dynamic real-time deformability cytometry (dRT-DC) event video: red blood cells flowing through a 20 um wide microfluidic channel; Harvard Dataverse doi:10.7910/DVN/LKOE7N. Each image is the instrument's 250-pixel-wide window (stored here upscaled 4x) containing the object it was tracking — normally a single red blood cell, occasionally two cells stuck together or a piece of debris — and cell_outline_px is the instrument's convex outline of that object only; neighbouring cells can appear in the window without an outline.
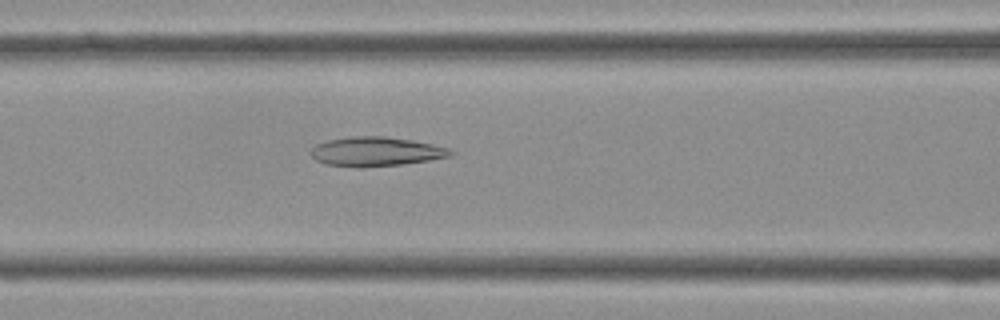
{"species": "Egyptian fruit bat (a non-hibernating species)", "species_latin": "Rousettus aegyptiacus", "temperature_condition": "cold", "stored_images_in_passage": 37, "camera_frame_rate_fps": 3000, "um_per_image_px": 0.085, "frame": {"image": 1, "passage_image": 13, "time_ms": 4.0, "image_size_px": [1000, 320], "cell_outline_px": [[456, 152], [452, 156], [428, 160], [400, 164], [360, 168], [356, 168], [324, 164], [316, 160], [308, 152], [316, 144], [328, 140], [348, 136], [384, 136], [412, 140], [432, 144], [448, 148]], "centroid_in_image_um": [31.92, 12.88], "position_along_channel_um": 134.7, "area_um2": 24.04}}
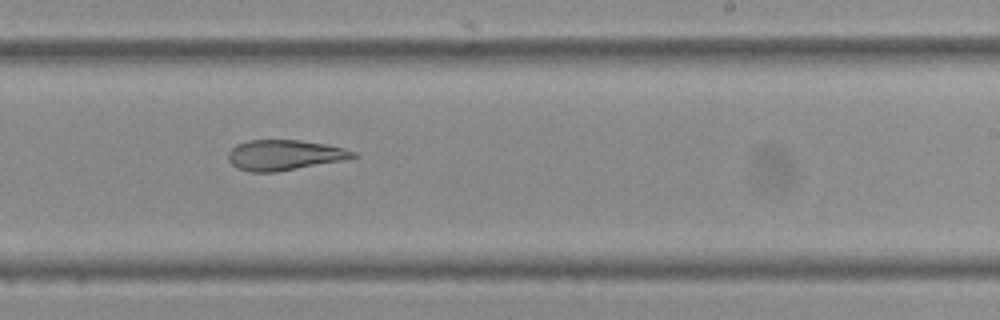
{"frame": {"image": 2, "passage_image": 21, "time_ms": 6.667, "image_size_px": [1000, 320], "cell_outline_px": [[360, 156], [344, 160], [276, 172], [248, 172], [236, 168], [228, 160], [228, 152], [236, 144], [248, 140], [300, 140], [328, 144], [344, 148], [356, 152]], "centroid_in_image_um": [24.18, 13.18], "position_along_channel_um": 264.8, "area_um2": 22.31}}
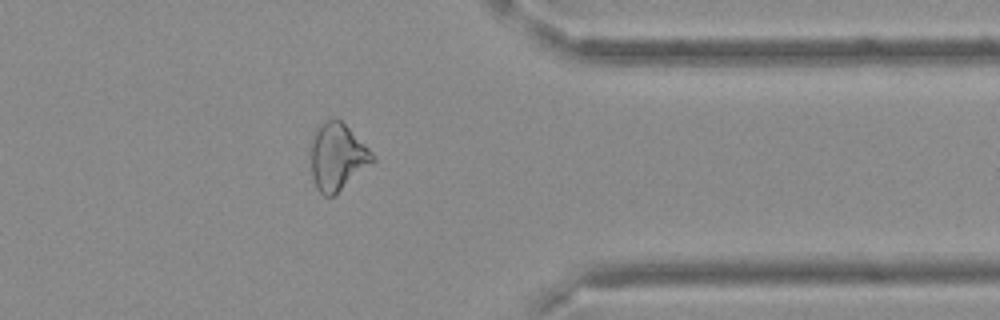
{"frame": {"image": 3, "passage_image": 29, "time_ms": 9.333, "image_size_px": [1000, 320], "cell_outline_px": [[376, 160], [332, 196], [324, 196], [316, 188], [312, 176], [312, 136], [316, 128], [324, 120], [340, 120], [376, 156]], "centroid_in_image_um": [28.67, 13.33], "position_along_channel_um": 382.7, "area_um2": 23.52}}